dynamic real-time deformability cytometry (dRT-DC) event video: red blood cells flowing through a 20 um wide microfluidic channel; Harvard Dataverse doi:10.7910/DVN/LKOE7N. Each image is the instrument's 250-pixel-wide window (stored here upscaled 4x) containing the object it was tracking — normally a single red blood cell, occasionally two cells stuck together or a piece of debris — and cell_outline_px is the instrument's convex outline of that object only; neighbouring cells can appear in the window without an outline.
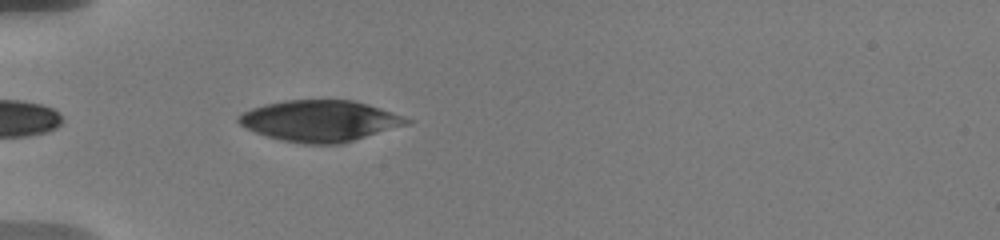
{"species": "human", "species_latin": "Homo sapiens", "temperature_condition": "warm", "stored_images_in_passage": 38, "camera_frame_rate_fps": 3000, "um_per_image_px": 0.085, "donor": {"sex": "male"}, "frame": {"image": 1, "passage_image": 4, "time_ms": 0.667, "image_size_px": [1000, 240], "cell_outline_px": [[412, 120], [408, 124], [340, 144], [304, 144], [280, 140], [244, 128], [236, 120], [236, 116], [252, 108], [264, 104], [284, 100], [352, 100], [368, 104], [380, 108]], "centroid_in_image_um": [27.14, 10.27], "position_along_channel_um": 57.9, "area_um2": 40.11}}
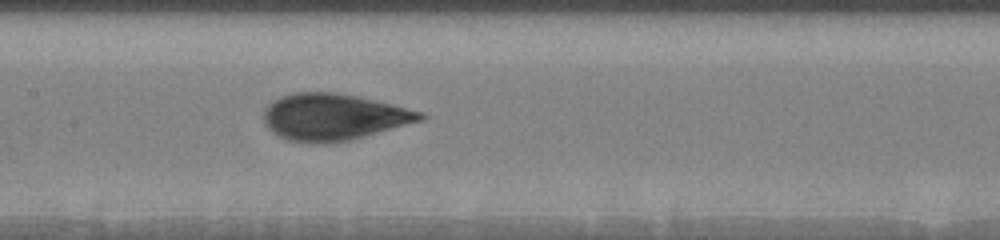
{"frame": {"image": 2, "passage_image": 18, "time_ms": 4.333, "image_size_px": [1000, 240], "cell_outline_px": [[428, 116], [424, 120], [348, 140], [328, 144], [312, 144], [288, 140], [276, 136], [264, 124], [264, 108], [272, 100], [280, 96], [292, 92], [336, 92], [356, 96], [392, 104], [424, 112]], "centroid_in_image_um": [28.31, 9.94], "position_along_channel_um": 179.1, "area_um2": 42.89}}
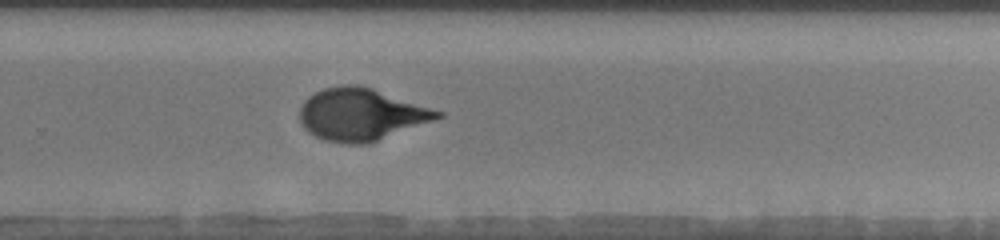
{"frame": {"image": 3, "passage_image": 32, "time_ms": 7.667, "image_size_px": [1000, 240], "cell_outline_px": [[444, 116], [368, 144], [344, 144], [324, 140], [308, 132], [304, 128], [300, 120], [300, 108], [304, 100], [308, 96], [324, 88], [340, 84], [356, 84], [372, 88], [444, 112]], "centroid_in_image_um": [30.67, 9.72], "position_along_channel_um": 299.1, "area_um2": 41.85}}